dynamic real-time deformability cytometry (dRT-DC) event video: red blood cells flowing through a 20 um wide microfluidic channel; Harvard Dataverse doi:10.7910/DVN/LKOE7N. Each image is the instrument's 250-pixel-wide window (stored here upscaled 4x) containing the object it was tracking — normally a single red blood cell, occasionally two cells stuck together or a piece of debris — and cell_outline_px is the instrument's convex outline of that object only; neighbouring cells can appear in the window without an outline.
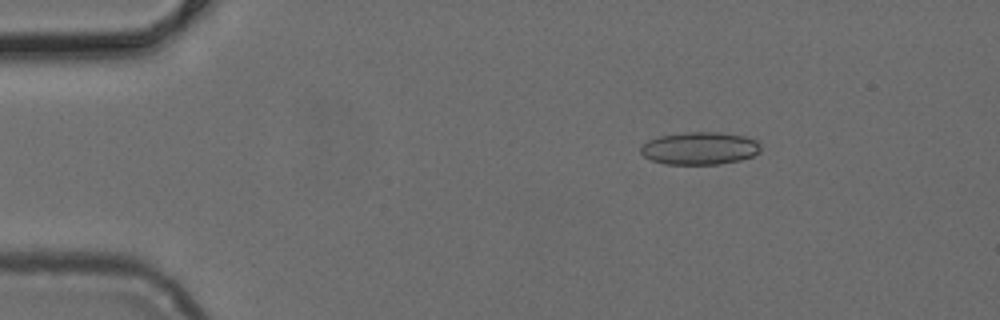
{"species": "common noctule bat (a hibernating species)", "species_latin": "Nyctalus noctula", "temperature_condition": "cold", "stored_images_in_passage": 50, "camera_frame_rate_fps": 3000, "um_per_image_px": 0.085, "animal": {"sex": "female", "body_mass_g": 24.6, "forearm_length_mm": 56.2}, "frame": {"image": 1, "passage_image": 8, "time_ms": 2.333, "image_size_px": [1000, 320], "cell_outline_px": [[760, 152], [752, 156], [740, 160], [720, 164], [664, 164], [652, 160], [644, 156], [640, 152], [640, 148], [648, 140], [660, 136], [684, 132], [720, 132], [744, 136], [756, 140], [760, 144]], "centroid_in_image_um": [59.48, 12.6], "position_along_channel_um": 25.5, "area_um2": 22.83}}
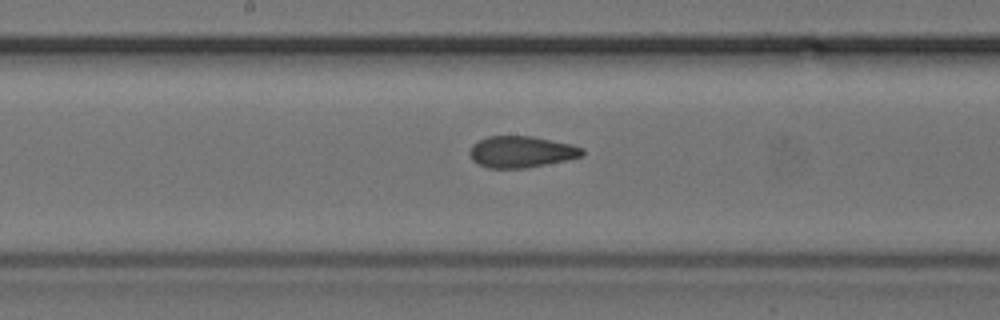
{"frame": {"image": 2, "passage_image": 26, "time_ms": 8.333, "image_size_px": [1000, 320], "cell_outline_px": [[584, 156], [568, 160], [524, 168], [488, 168], [472, 160], [468, 152], [472, 144], [488, 136], [532, 136], [572, 144], [584, 148]], "centroid_in_image_um": [44.33, 12.9], "position_along_channel_um": 203.9, "area_um2": 20.75}}
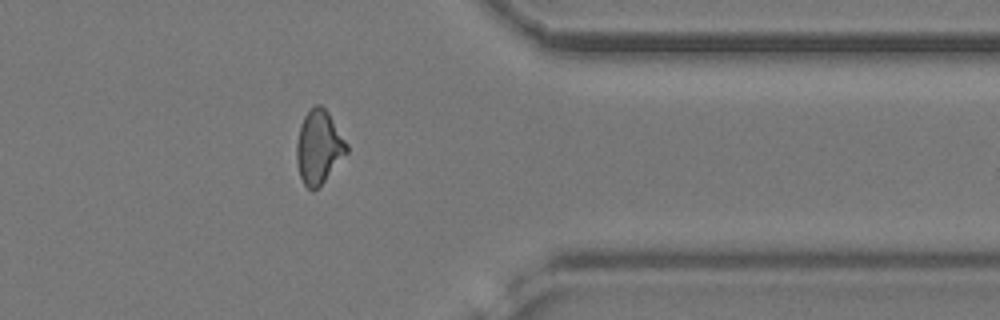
{"frame": {"image": 3, "passage_image": 40, "time_ms": 13.0, "image_size_px": [1000, 320], "cell_outline_px": [[348, 152], [324, 180], [312, 192], [304, 184], [300, 176], [296, 160], [296, 144], [300, 128], [304, 116], [316, 104], [320, 104], [328, 112], [348, 144]], "centroid_in_image_um": [27.1, 12.5], "position_along_channel_um": 384.3, "area_um2": 21.1}}